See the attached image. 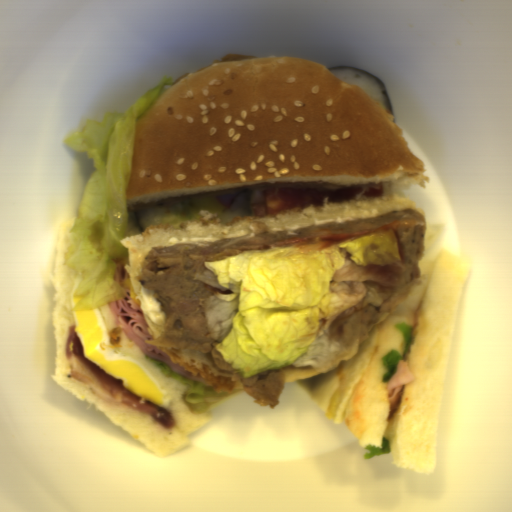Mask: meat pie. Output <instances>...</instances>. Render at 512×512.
<instances>
[{"instance_id": "1", "label": "meat pie", "mask_w": 512, "mask_h": 512, "mask_svg": "<svg viewBox=\"0 0 512 512\" xmlns=\"http://www.w3.org/2000/svg\"><path fill=\"white\" fill-rule=\"evenodd\" d=\"M399 220L398 229H385L396 253L377 255L375 261L356 265L346 252L342 268L335 269L331 290L343 298L341 311L319 320L321 334L329 335L348 348L361 344L385 312H394L413 288L423 283L420 260L426 253L427 222L414 208L391 209L368 218L343 222L311 223L293 230L273 231L262 221H250L252 233L241 237H222L217 241H189L173 245H154L142 259L139 276L133 277L145 290H151L165 313L161 334L144 340L171 350H200L210 354L214 366L237 377L253 404L276 408L290 373L313 368L293 364L243 378L227 364L214 347L218 341L208 329L204 303L212 293H233L223 287L204 261L237 255L244 249H272L276 242L312 232L362 231Z\"/></svg>"}, {"instance_id": "2", "label": "meat pie", "mask_w": 512, "mask_h": 512, "mask_svg": "<svg viewBox=\"0 0 512 512\" xmlns=\"http://www.w3.org/2000/svg\"><path fill=\"white\" fill-rule=\"evenodd\" d=\"M245 58H257V57H252V56H247V55H230L229 54V55H223L215 62H218L220 60L245 59ZM215 62H213V63H215Z\"/></svg>"}, {"instance_id": "3", "label": "meat pie", "mask_w": 512, "mask_h": 512, "mask_svg": "<svg viewBox=\"0 0 512 512\" xmlns=\"http://www.w3.org/2000/svg\"><path fill=\"white\" fill-rule=\"evenodd\" d=\"M190 74H192V73H187V74H185V75H182V76L178 77L177 79H175V80H174V83H175V82H177L178 80H180V79H182V78H184V77H186V76L190 75Z\"/></svg>"}]
</instances>
